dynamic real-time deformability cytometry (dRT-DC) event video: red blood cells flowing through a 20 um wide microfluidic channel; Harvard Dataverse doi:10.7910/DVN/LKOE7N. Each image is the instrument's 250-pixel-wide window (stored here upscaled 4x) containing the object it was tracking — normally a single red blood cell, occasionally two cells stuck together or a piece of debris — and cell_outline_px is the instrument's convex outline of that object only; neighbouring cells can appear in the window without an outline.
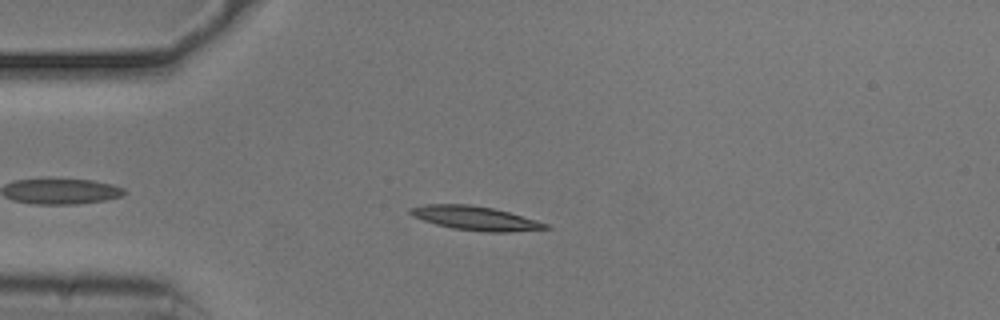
{"species": "common noctule bat (a hibernating species)", "species_latin": "Nyctalus noctula", "temperature_condition": "cold", "stored_images_in_passage": 47, "camera_frame_rate_fps": 3000, "um_per_image_px": 0.085, "animal": {"sex": "male", "body_mass_g": 20.5, "forearm_length_mm": 52.5}, "frame": {"image": 1, "passage_image": 7, "time_ms": 2.0, "image_size_px": [1000, 320], "cell_outline_px": [[552, 228], [508, 232], [484, 232], [452, 228], [436, 224], [412, 216], [408, 212], [408, 208], [424, 204], [468, 204], [492, 208], [508, 212], [536, 220], [548, 224]], "centroid_in_image_um": [40.37, 18.54], "position_along_channel_um": 44.6, "area_um2": 18.84}}
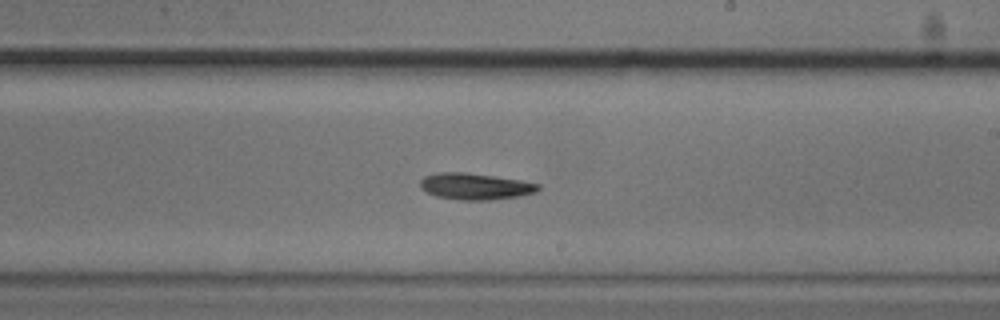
{"frame": {"image": 2, "passage_image": 25, "time_ms": 8.0, "image_size_px": [1000, 320], "cell_outline_px": [[540, 188], [536, 192], [520, 196], [492, 200], [460, 200], [436, 196], [420, 188], [420, 180], [424, 176], [436, 172], [464, 172], [520, 180], [540, 184]], "centroid_in_image_um": [40.38, 15.84], "position_along_channel_um": 248.6, "area_um2": 18.21}}
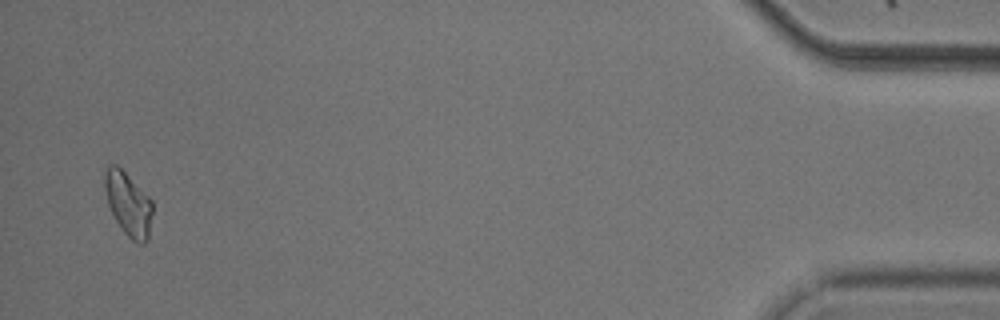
{"frame": {"image": 3, "passage_image": 46, "time_ms": 15.0, "image_size_px": [1000, 320], "cell_outline_px": [[152, 212], [148, 240], [144, 244], [136, 244], [120, 228], [108, 204], [104, 188], [104, 176], [108, 168], [112, 164], [116, 164], [152, 200]], "centroid_in_image_um": [10.91, 17.38], "position_along_channel_um": 424.3, "area_um2": 17.46}, "authors_computed_cell_mechanics": {"area_um2": 17.629, "velocity_mm_per_s": 3.7122, "shape_relaxation_time_tau1_ms": 2.2944, "shape_relaxation_time_tau2_ms": null, "deformation_change_tau1": 0.1191, "deformation_change_tau2": null}}